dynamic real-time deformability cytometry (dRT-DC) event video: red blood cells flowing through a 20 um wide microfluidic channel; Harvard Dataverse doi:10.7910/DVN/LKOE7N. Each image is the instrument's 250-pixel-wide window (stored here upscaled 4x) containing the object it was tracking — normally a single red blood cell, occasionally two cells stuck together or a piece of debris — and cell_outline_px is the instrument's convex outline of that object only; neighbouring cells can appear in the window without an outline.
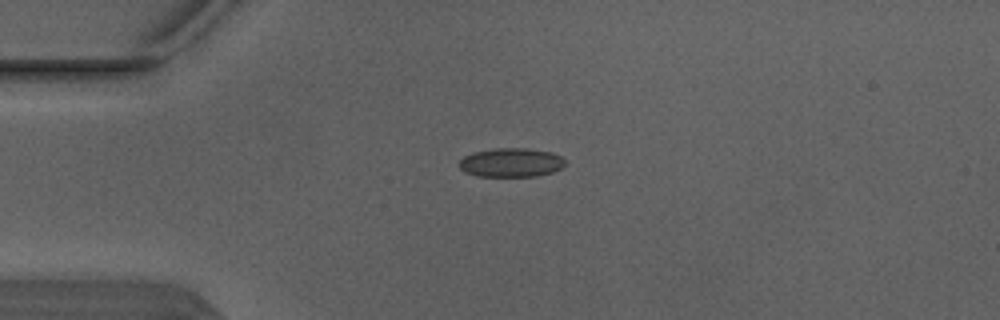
{"species": "Egyptian fruit bat (a non-hibernating species)", "species_latin": "Rousettus aegyptiacus", "temperature_condition": "warm", "stored_images_in_passage": 4, "camera_frame_rate_fps": 3000, "um_per_image_px": 0.085, "animal": {"sex": "male"}, "frame": {"image": 1, "passage_image": 1, "time_ms": 0.0, "image_size_px": [1000, 320], "cell_outline_px": [[564, 164], [560, 168], [552, 172], [536, 176], [476, 176], [464, 172], [460, 168], [460, 160], [464, 156], [472, 152], [496, 148], [528, 148], [552, 152], [560, 156], [564, 160]], "centroid_in_image_um": [43.42, 13.81], "position_along_channel_um": 41.6, "area_um2": 17.86}}
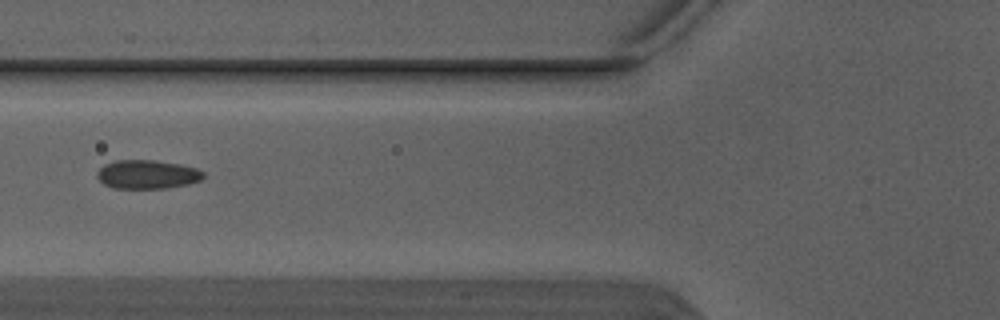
{"frame": {"image": 2, "passage_image": 3, "time_ms": 0.667, "image_size_px": [1000, 320], "cell_outline_px": [[204, 176], [200, 180], [188, 184], [168, 188], [112, 188], [104, 184], [96, 176], [96, 172], [104, 164], [116, 160], [156, 160], [180, 164], [196, 168], [204, 172]], "centroid_in_image_um": [12.5, 14.82], "position_along_channel_um": 113.3, "area_um2": 17.92}}